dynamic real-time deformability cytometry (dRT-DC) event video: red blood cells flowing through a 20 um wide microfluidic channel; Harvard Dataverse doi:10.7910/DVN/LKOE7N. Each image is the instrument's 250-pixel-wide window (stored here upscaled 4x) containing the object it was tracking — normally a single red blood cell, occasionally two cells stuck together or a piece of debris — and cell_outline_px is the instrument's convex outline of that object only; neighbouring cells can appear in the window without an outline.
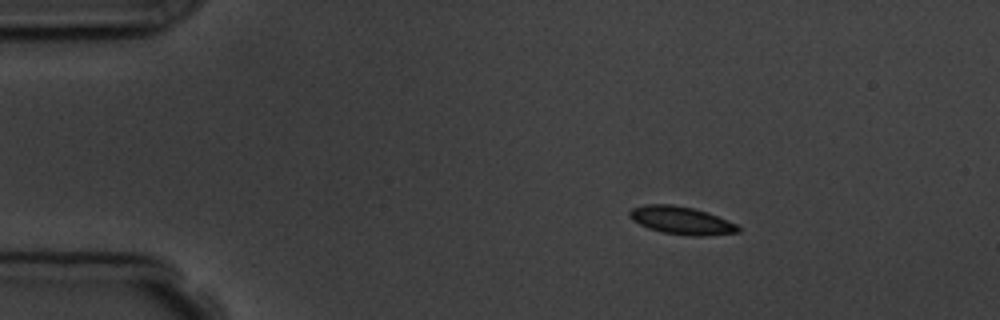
{"species": "common noctule bat (a hibernating species)", "species_latin": "Nyctalus noctula", "temperature_condition": "room temperature", "stored_images_in_passage": 4, "camera_frame_rate_fps": 3000, "um_per_image_px": 0.085, "animal": {"sex": "male", "body_mass_g": 19.5, "forearm_length_mm": 54.6}, "frame": {"image": 1, "passage_image": 2, "time_ms": 2.0, "image_size_px": [1000, 320], "cell_outline_px": [[740, 232], [704, 236], [688, 236], [660, 232], [648, 228], [632, 220], [628, 216], [628, 212], [632, 208], [644, 204], [672, 204], [692, 208], [708, 212], [736, 224], [740, 228]], "centroid_in_image_um": [57.89, 18.74], "position_along_channel_um": 27.1, "area_um2": 17.74}}